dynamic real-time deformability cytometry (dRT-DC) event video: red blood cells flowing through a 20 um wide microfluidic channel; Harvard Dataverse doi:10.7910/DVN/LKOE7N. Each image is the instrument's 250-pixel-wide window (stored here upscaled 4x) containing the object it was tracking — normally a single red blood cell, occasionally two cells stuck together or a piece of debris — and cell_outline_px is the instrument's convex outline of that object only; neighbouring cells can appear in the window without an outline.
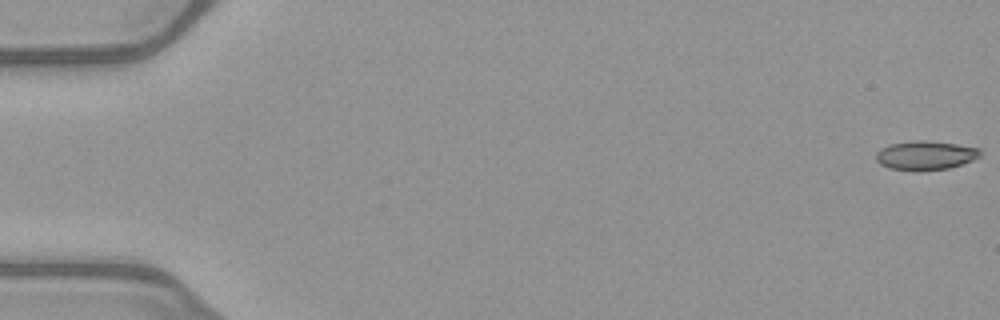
{"species": "common noctule bat (a hibernating species)", "species_latin": "Nyctalus noctula", "temperature_condition": "warm", "stored_images_in_passage": 52, "camera_frame_rate_fps": 3000, "um_per_image_px": 0.085, "animal": {"sex": "female", "body_mass_g": 21.9}, "frame": {"image": 1, "passage_image": 1, "time_ms": 0.0, "image_size_px": [1000, 320], "cell_outline_px": [[980, 156], [972, 160], [948, 168], [888, 168], [880, 164], [876, 160], [876, 152], [880, 148], [888, 144], [912, 140], [928, 140], [956, 144], [980, 148]], "centroid_in_image_um": [78.64, 13.14], "position_along_channel_um": 6.4, "area_um2": 17.05}}
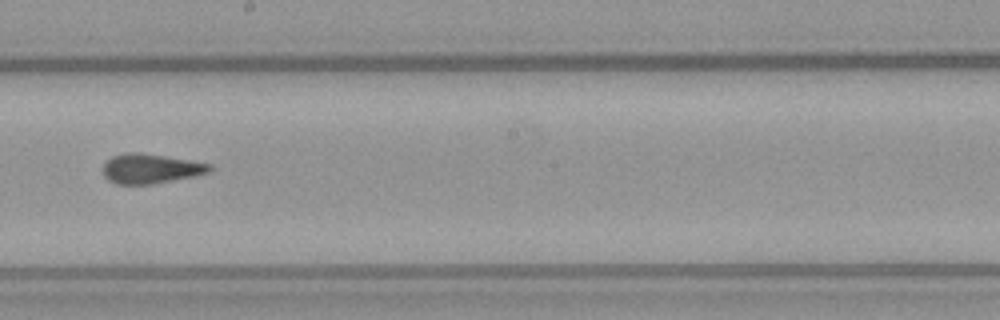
{"frame": {"image": 2, "passage_image": 30, "time_ms": 9.667, "image_size_px": [1000, 320], "cell_outline_px": [[212, 172], [152, 184], [116, 184], [108, 180], [104, 176], [104, 164], [112, 156], [128, 152], [140, 152], [212, 164]], "centroid_in_image_um": [12.8, 14.33], "position_along_channel_um": 235.4, "area_um2": 18.26}}
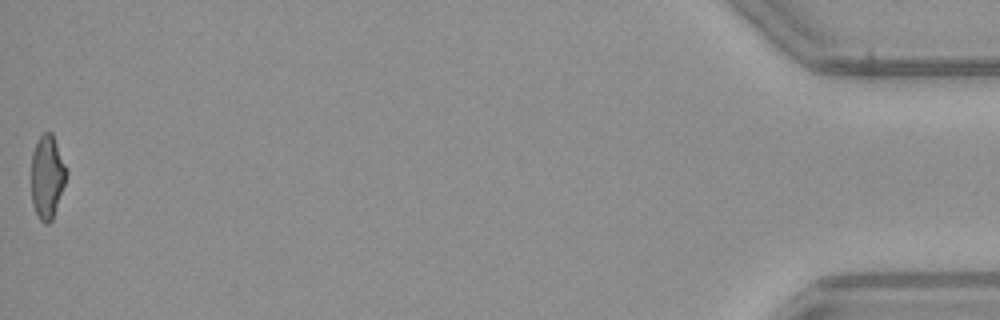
{"frame": {"image": 3, "passage_image": 52, "time_ms": 17.0, "image_size_px": [1000, 320], "cell_outline_px": [[68, 176], [52, 220], [48, 224], [44, 224], [40, 220], [32, 204], [32, 152], [40, 136], [44, 132], [52, 132], [68, 168]], "centroid_in_image_um": [4.05, 15.02], "position_along_channel_um": 431.2, "area_um2": 17.28}, "authors_computed_cell_mechanics": {"area_um2": 18.207, "velocity_mm_per_s": 4.049, "shape_relaxation_time_tau1_ms": 5.7831, "shape_relaxation_time_tau2_ms": 1.0057, "deformation_change_tau1": 0.1969, "deformation_change_tau2": 0.0851}}